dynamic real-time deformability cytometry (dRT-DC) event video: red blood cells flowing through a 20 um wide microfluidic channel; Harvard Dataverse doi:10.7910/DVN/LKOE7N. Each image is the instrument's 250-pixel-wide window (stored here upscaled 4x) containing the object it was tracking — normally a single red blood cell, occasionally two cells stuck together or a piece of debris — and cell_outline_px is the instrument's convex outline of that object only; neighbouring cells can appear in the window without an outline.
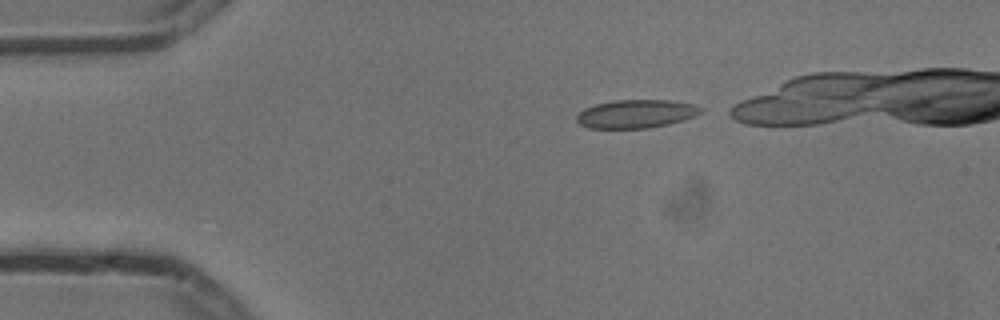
{"species": "common noctule bat (a hibernating species)", "species_latin": "Nyctalus noctula", "temperature_condition": "cold", "stored_images_in_passage": 2, "camera_frame_rate_fps": 3000, "um_per_image_px": 0.085, "animal": {"sex": "male", "body_mass_g": 13.3}, "frame": {"image": 1, "passage_image": 1, "time_ms": 0.0, "image_size_px": [1000, 320], "cell_outline_px": [[704, 112], [696, 116], [684, 120], [668, 124], [648, 128], [588, 128], [580, 124], [576, 120], [576, 116], [584, 108], [596, 104], [612, 100], [668, 100], [692, 104], [704, 108]], "centroid_in_image_um": [54.09, 9.67], "position_along_channel_um": 30.9, "area_um2": 20.63}}